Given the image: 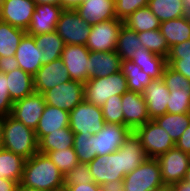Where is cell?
<instances>
[{"label": "cell", "instance_id": "6da1fadb", "mask_svg": "<svg viewBox=\"0 0 190 191\" xmlns=\"http://www.w3.org/2000/svg\"><path fill=\"white\" fill-rule=\"evenodd\" d=\"M64 176L47 154L38 151L26 159L19 185L38 190L62 191Z\"/></svg>", "mask_w": 190, "mask_h": 191}, {"label": "cell", "instance_id": "7a4b0ae2", "mask_svg": "<svg viewBox=\"0 0 190 191\" xmlns=\"http://www.w3.org/2000/svg\"><path fill=\"white\" fill-rule=\"evenodd\" d=\"M2 148L29 159L38 152L35 131L11 115L5 116Z\"/></svg>", "mask_w": 190, "mask_h": 191}, {"label": "cell", "instance_id": "3957f363", "mask_svg": "<svg viewBox=\"0 0 190 191\" xmlns=\"http://www.w3.org/2000/svg\"><path fill=\"white\" fill-rule=\"evenodd\" d=\"M128 91L125 75L119 71L107 77H95L84 83V100L96 106H103L111 96H122Z\"/></svg>", "mask_w": 190, "mask_h": 191}, {"label": "cell", "instance_id": "277c9868", "mask_svg": "<svg viewBox=\"0 0 190 191\" xmlns=\"http://www.w3.org/2000/svg\"><path fill=\"white\" fill-rule=\"evenodd\" d=\"M124 191H155L164 185L157 159L147 158L123 178Z\"/></svg>", "mask_w": 190, "mask_h": 191}, {"label": "cell", "instance_id": "5b68a950", "mask_svg": "<svg viewBox=\"0 0 190 191\" xmlns=\"http://www.w3.org/2000/svg\"><path fill=\"white\" fill-rule=\"evenodd\" d=\"M162 79L170 90L166 113H190V80L168 65L163 70Z\"/></svg>", "mask_w": 190, "mask_h": 191}, {"label": "cell", "instance_id": "8992f818", "mask_svg": "<svg viewBox=\"0 0 190 191\" xmlns=\"http://www.w3.org/2000/svg\"><path fill=\"white\" fill-rule=\"evenodd\" d=\"M105 125L102 109L85 100L69 112V127L74 134H97Z\"/></svg>", "mask_w": 190, "mask_h": 191}, {"label": "cell", "instance_id": "52a82bcc", "mask_svg": "<svg viewBox=\"0 0 190 191\" xmlns=\"http://www.w3.org/2000/svg\"><path fill=\"white\" fill-rule=\"evenodd\" d=\"M134 132L141 139L142 147L148 158L157 159L175 147L174 140L154 119H150Z\"/></svg>", "mask_w": 190, "mask_h": 191}, {"label": "cell", "instance_id": "ba28073f", "mask_svg": "<svg viewBox=\"0 0 190 191\" xmlns=\"http://www.w3.org/2000/svg\"><path fill=\"white\" fill-rule=\"evenodd\" d=\"M91 25L83 20L75 9H64L55 31L65 45H86Z\"/></svg>", "mask_w": 190, "mask_h": 191}, {"label": "cell", "instance_id": "9c48e42d", "mask_svg": "<svg viewBox=\"0 0 190 191\" xmlns=\"http://www.w3.org/2000/svg\"><path fill=\"white\" fill-rule=\"evenodd\" d=\"M122 24L123 21L116 18L92 25L86 47L92 52L115 51Z\"/></svg>", "mask_w": 190, "mask_h": 191}, {"label": "cell", "instance_id": "30bf717a", "mask_svg": "<svg viewBox=\"0 0 190 191\" xmlns=\"http://www.w3.org/2000/svg\"><path fill=\"white\" fill-rule=\"evenodd\" d=\"M45 103L70 112L84 101V83L70 80L43 93Z\"/></svg>", "mask_w": 190, "mask_h": 191}, {"label": "cell", "instance_id": "8fae6325", "mask_svg": "<svg viewBox=\"0 0 190 191\" xmlns=\"http://www.w3.org/2000/svg\"><path fill=\"white\" fill-rule=\"evenodd\" d=\"M164 185L170 186L184 180L190 165V154L176 146L157 158Z\"/></svg>", "mask_w": 190, "mask_h": 191}, {"label": "cell", "instance_id": "7c38bea8", "mask_svg": "<svg viewBox=\"0 0 190 191\" xmlns=\"http://www.w3.org/2000/svg\"><path fill=\"white\" fill-rule=\"evenodd\" d=\"M88 165L93 181L98 185L124 178L121 148L108 155L96 156Z\"/></svg>", "mask_w": 190, "mask_h": 191}, {"label": "cell", "instance_id": "4fadbf2b", "mask_svg": "<svg viewBox=\"0 0 190 191\" xmlns=\"http://www.w3.org/2000/svg\"><path fill=\"white\" fill-rule=\"evenodd\" d=\"M45 106L43 94L34 92L13 103L11 116L35 131Z\"/></svg>", "mask_w": 190, "mask_h": 191}, {"label": "cell", "instance_id": "5bb4252c", "mask_svg": "<svg viewBox=\"0 0 190 191\" xmlns=\"http://www.w3.org/2000/svg\"><path fill=\"white\" fill-rule=\"evenodd\" d=\"M90 50L86 45H64L61 59L71 80L86 83Z\"/></svg>", "mask_w": 190, "mask_h": 191}, {"label": "cell", "instance_id": "9a60e30c", "mask_svg": "<svg viewBox=\"0 0 190 191\" xmlns=\"http://www.w3.org/2000/svg\"><path fill=\"white\" fill-rule=\"evenodd\" d=\"M131 132L125 125L105 123L104 127L94 135V151L97 156L117 151Z\"/></svg>", "mask_w": 190, "mask_h": 191}, {"label": "cell", "instance_id": "2e32d148", "mask_svg": "<svg viewBox=\"0 0 190 191\" xmlns=\"http://www.w3.org/2000/svg\"><path fill=\"white\" fill-rule=\"evenodd\" d=\"M122 110L124 116V125L131 131L144 125L150 120L148 108L141 93L126 91L122 95Z\"/></svg>", "mask_w": 190, "mask_h": 191}, {"label": "cell", "instance_id": "e0dca14e", "mask_svg": "<svg viewBox=\"0 0 190 191\" xmlns=\"http://www.w3.org/2000/svg\"><path fill=\"white\" fill-rule=\"evenodd\" d=\"M35 6L34 0H4L1 5L2 21L27 31Z\"/></svg>", "mask_w": 190, "mask_h": 191}, {"label": "cell", "instance_id": "ac0fdd59", "mask_svg": "<svg viewBox=\"0 0 190 191\" xmlns=\"http://www.w3.org/2000/svg\"><path fill=\"white\" fill-rule=\"evenodd\" d=\"M68 70L62 59L59 58L42 67L33 76L34 91L43 94L61 83L70 81Z\"/></svg>", "mask_w": 190, "mask_h": 191}, {"label": "cell", "instance_id": "d6986e66", "mask_svg": "<svg viewBox=\"0 0 190 191\" xmlns=\"http://www.w3.org/2000/svg\"><path fill=\"white\" fill-rule=\"evenodd\" d=\"M64 8L52 4H36L30 25L26 33L35 36L55 31L56 25Z\"/></svg>", "mask_w": 190, "mask_h": 191}, {"label": "cell", "instance_id": "ffe728a7", "mask_svg": "<svg viewBox=\"0 0 190 191\" xmlns=\"http://www.w3.org/2000/svg\"><path fill=\"white\" fill-rule=\"evenodd\" d=\"M148 108L150 119L164 115L167 103L170 99V90L166 87L162 78L153 79L142 93Z\"/></svg>", "mask_w": 190, "mask_h": 191}, {"label": "cell", "instance_id": "44dd1931", "mask_svg": "<svg viewBox=\"0 0 190 191\" xmlns=\"http://www.w3.org/2000/svg\"><path fill=\"white\" fill-rule=\"evenodd\" d=\"M19 68L34 76L42 67L43 52L36 47L33 36H23L15 53Z\"/></svg>", "mask_w": 190, "mask_h": 191}, {"label": "cell", "instance_id": "7402d4cb", "mask_svg": "<svg viewBox=\"0 0 190 191\" xmlns=\"http://www.w3.org/2000/svg\"><path fill=\"white\" fill-rule=\"evenodd\" d=\"M121 63L122 59L115 51H90L88 80L95 77H107L121 71Z\"/></svg>", "mask_w": 190, "mask_h": 191}, {"label": "cell", "instance_id": "603a6c76", "mask_svg": "<svg viewBox=\"0 0 190 191\" xmlns=\"http://www.w3.org/2000/svg\"><path fill=\"white\" fill-rule=\"evenodd\" d=\"M91 26L116 19L115 0H86L75 9Z\"/></svg>", "mask_w": 190, "mask_h": 191}, {"label": "cell", "instance_id": "cb8c5ba5", "mask_svg": "<svg viewBox=\"0 0 190 191\" xmlns=\"http://www.w3.org/2000/svg\"><path fill=\"white\" fill-rule=\"evenodd\" d=\"M65 127H69V112L46 104L35 129L36 139L39 141L48 133L58 131V129Z\"/></svg>", "mask_w": 190, "mask_h": 191}, {"label": "cell", "instance_id": "d4e9b609", "mask_svg": "<svg viewBox=\"0 0 190 191\" xmlns=\"http://www.w3.org/2000/svg\"><path fill=\"white\" fill-rule=\"evenodd\" d=\"M120 148L122 149L124 176L132 172L148 158L142 147L141 139L133 131L124 140Z\"/></svg>", "mask_w": 190, "mask_h": 191}, {"label": "cell", "instance_id": "484cf974", "mask_svg": "<svg viewBox=\"0 0 190 191\" xmlns=\"http://www.w3.org/2000/svg\"><path fill=\"white\" fill-rule=\"evenodd\" d=\"M159 30L166 39L169 48L190 40V13L177 19L161 22Z\"/></svg>", "mask_w": 190, "mask_h": 191}, {"label": "cell", "instance_id": "4316f807", "mask_svg": "<svg viewBox=\"0 0 190 191\" xmlns=\"http://www.w3.org/2000/svg\"><path fill=\"white\" fill-rule=\"evenodd\" d=\"M129 60L137 64L152 80L162 78L163 70L167 65L165 57L156 55L146 50L143 46Z\"/></svg>", "mask_w": 190, "mask_h": 191}, {"label": "cell", "instance_id": "83f0119b", "mask_svg": "<svg viewBox=\"0 0 190 191\" xmlns=\"http://www.w3.org/2000/svg\"><path fill=\"white\" fill-rule=\"evenodd\" d=\"M6 79L10 97L13 102L23 99L35 92L33 76L21 68L6 73Z\"/></svg>", "mask_w": 190, "mask_h": 191}, {"label": "cell", "instance_id": "f1b7e54d", "mask_svg": "<svg viewBox=\"0 0 190 191\" xmlns=\"http://www.w3.org/2000/svg\"><path fill=\"white\" fill-rule=\"evenodd\" d=\"M33 37L36 47L43 52L42 65L61 58L65 44L56 31L38 34Z\"/></svg>", "mask_w": 190, "mask_h": 191}, {"label": "cell", "instance_id": "f546056e", "mask_svg": "<svg viewBox=\"0 0 190 191\" xmlns=\"http://www.w3.org/2000/svg\"><path fill=\"white\" fill-rule=\"evenodd\" d=\"M148 7L160 22L189 14L183 0H149Z\"/></svg>", "mask_w": 190, "mask_h": 191}, {"label": "cell", "instance_id": "4dcf8cb0", "mask_svg": "<svg viewBox=\"0 0 190 191\" xmlns=\"http://www.w3.org/2000/svg\"><path fill=\"white\" fill-rule=\"evenodd\" d=\"M74 133L70 127L48 133L38 141V151L46 154L49 151L64 150L73 147Z\"/></svg>", "mask_w": 190, "mask_h": 191}, {"label": "cell", "instance_id": "1f68e13d", "mask_svg": "<svg viewBox=\"0 0 190 191\" xmlns=\"http://www.w3.org/2000/svg\"><path fill=\"white\" fill-rule=\"evenodd\" d=\"M26 159L12 151L0 148V178L20 183Z\"/></svg>", "mask_w": 190, "mask_h": 191}, {"label": "cell", "instance_id": "d6a6232c", "mask_svg": "<svg viewBox=\"0 0 190 191\" xmlns=\"http://www.w3.org/2000/svg\"><path fill=\"white\" fill-rule=\"evenodd\" d=\"M25 30L16 28L9 23H0V57L15 56Z\"/></svg>", "mask_w": 190, "mask_h": 191}, {"label": "cell", "instance_id": "836d02e7", "mask_svg": "<svg viewBox=\"0 0 190 191\" xmlns=\"http://www.w3.org/2000/svg\"><path fill=\"white\" fill-rule=\"evenodd\" d=\"M123 24L133 29L137 33L159 29L161 22L151 12L148 6L140 8L130 14L124 21Z\"/></svg>", "mask_w": 190, "mask_h": 191}, {"label": "cell", "instance_id": "e575fe53", "mask_svg": "<svg viewBox=\"0 0 190 191\" xmlns=\"http://www.w3.org/2000/svg\"><path fill=\"white\" fill-rule=\"evenodd\" d=\"M121 72L125 75L129 91L142 94L152 81L150 76L144 73L142 69L131 60H122Z\"/></svg>", "mask_w": 190, "mask_h": 191}, {"label": "cell", "instance_id": "d590c367", "mask_svg": "<svg viewBox=\"0 0 190 191\" xmlns=\"http://www.w3.org/2000/svg\"><path fill=\"white\" fill-rule=\"evenodd\" d=\"M154 120L161 128L165 129L174 142H176L190 125V113H165L164 115L156 117Z\"/></svg>", "mask_w": 190, "mask_h": 191}, {"label": "cell", "instance_id": "8d00e7d4", "mask_svg": "<svg viewBox=\"0 0 190 191\" xmlns=\"http://www.w3.org/2000/svg\"><path fill=\"white\" fill-rule=\"evenodd\" d=\"M141 47L142 44L137 36V32L122 24L119 30L115 52L122 60H129Z\"/></svg>", "mask_w": 190, "mask_h": 191}, {"label": "cell", "instance_id": "74e56055", "mask_svg": "<svg viewBox=\"0 0 190 191\" xmlns=\"http://www.w3.org/2000/svg\"><path fill=\"white\" fill-rule=\"evenodd\" d=\"M137 36L146 50L167 59L170 48L159 29L140 32Z\"/></svg>", "mask_w": 190, "mask_h": 191}, {"label": "cell", "instance_id": "f35d334b", "mask_svg": "<svg viewBox=\"0 0 190 191\" xmlns=\"http://www.w3.org/2000/svg\"><path fill=\"white\" fill-rule=\"evenodd\" d=\"M73 149L79 163L91 162L97 156V153L94 151V135L74 134Z\"/></svg>", "mask_w": 190, "mask_h": 191}, {"label": "cell", "instance_id": "ab89813d", "mask_svg": "<svg viewBox=\"0 0 190 191\" xmlns=\"http://www.w3.org/2000/svg\"><path fill=\"white\" fill-rule=\"evenodd\" d=\"M46 154L64 175L79 164L73 147L64 150L49 151Z\"/></svg>", "mask_w": 190, "mask_h": 191}, {"label": "cell", "instance_id": "60d3db41", "mask_svg": "<svg viewBox=\"0 0 190 191\" xmlns=\"http://www.w3.org/2000/svg\"><path fill=\"white\" fill-rule=\"evenodd\" d=\"M122 96H111L103 106H101L105 123L124 125L122 110Z\"/></svg>", "mask_w": 190, "mask_h": 191}, {"label": "cell", "instance_id": "b9f144b4", "mask_svg": "<svg viewBox=\"0 0 190 191\" xmlns=\"http://www.w3.org/2000/svg\"><path fill=\"white\" fill-rule=\"evenodd\" d=\"M95 183L88 163H79L64 176V185Z\"/></svg>", "mask_w": 190, "mask_h": 191}, {"label": "cell", "instance_id": "7bdbcfd3", "mask_svg": "<svg viewBox=\"0 0 190 191\" xmlns=\"http://www.w3.org/2000/svg\"><path fill=\"white\" fill-rule=\"evenodd\" d=\"M148 4L149 0H115L116 18L124 21L130 14Z\"/></svg>", "mask_w": 190, "mask_h": 191}, {"label": "cell", "instance_id": "ee69618b", "mask_svg": "<svg viewBox=\"0 0 190 191\" xmlns=\"http://www.w3.org/2000/svg\"><path fill=\"white\" fill-rule=\"evenodd\" d=\"M13 103L8 90L6 73L0 71V115H11Z\"/></svg>", "mask_w": 190, "mask_h": 191}, {"label": "cell", "instance_id": "f6af8a7d", "mask_svg": "<svg viewBox=\"0 0 190 191\" xmlns=\"http://www.w3.org/2000/svg\"><path fill=\"white\" fill-rule=\"evenodd\" d=\"M167 60H190V40L171 47Z\"/></svg>", "mask_w": 190, "mask_h": 191}, {"label": "cell", "instance_id": "bcb514c9", "mask_svg": "<svg viewBox=\"0 0 190 191\" xmlns=\"http://www.w3.org/2000/svg\"><path fill=\"white\" fill-rule=\"evenodd\" d=\"M167 65L190 80V60H167Z\"/></svg>", "mask_w": 190, "mask_h": 191}, {"label": "cell", "instance_id": "7dc6e473", "mask_svg": "<svg viewBox=\"0 0 190 191\" xmlns=\"http://www.w3.org/2000/svg\"><path fill=\"white\" fill-rule=\"evenodd\" d=\"M17 68H19V64L15 56L0 57V71L3 73H10Z\"/></svg>", "mask_w": 190, "mask_h": 191}, {"label": "cell", "instance_id": "c3c4849f", "mask_svg": "<svg viewBox=\"0 0 190 191\" xmlns=\"http://www.w3.org/2000/svg\"><path fill=\"white\" fill-rule=\"evenodd\" d=\"M175 146L183 152L190 154V125L182 133L180 138L175 142Z\"/></svg>", "mask_w": 190, "mask_h": 191}, {"label": "cell", "instance_id": "681fc988", "mask_svg": "<svg viewBox=\"0 0 190 191\" xmlns=\"http://www.w3.org/2000/svg\"><path fill=\"white\" fill-rule=\"evenodd\" d=\"M66 191H101L100 186L96 183L64 185Z\"/></svg>", "mask_w": 190, "mask_h": 191}, {"label": "cell", "instance_id": "f907efd6", "mask_svg": "<svg viewBox=\"0 0 190 191\" xmlns=\"http://www.w3.org/2000/svg\"><path fill=\"white\" fill-rule=\"evenodd\" d=\"M99 186L101 191H124L123 180H113L107 183H102Z\"/></svg>", "mask_w": 190, "mask_h": 191}, {"label": "cell", "instance_id": "816d5d0a", "mask_svg": "<svg viewBox=\"0 0 190 191\" xmlns=\"http://www.w3.org/2000/svg\"><path fill=\"white\" fill-rule=\"evenodd\" d=\"M18 185L17 181L0 178V191H17Z\"/></svg>", "mask_w": 190, "mask_h": 191}, {"label": "cell", "instance_id": "f5cc1de1", "mask_svg": "<svg viewBox=\"0 0 190 191\" xmlns=\"http://www.w3.org/2000/svg\"><path fill=\"white\" fill-rule=\"evenodd\" d=\"M170 186H171L172 191H190V183H188L184 180L174 183Z\"/></svg>", "mask_w": 190, "mask_h": 191}, {"label": "cell", "instance_id": "db71d44e", "mask_svg": "<svg viewBox=\"0 0 190 191\" xmlns=\"http://www.w3.org/2000/svg\"><path fill=\"white\" fill-rule=\"evenodd\" d=\"M84 1L86 0H62V7L64 9H76Z\"/></svg>", "mask_w": 190, "mask_h": 191}, {"label": "cell", "instance_id": "11a10c76", "mask_svg": "<svg viewBox=\"0 0 190 191\" xmlns=\"http://www.w3.org/2000/svg\"><path fill=\"white\" fill-rule=\"evenodd\" d=\"M36 4H52L57 6H62V0H34Z\"/></svg>", "mask_w": 190, "mask_h": 191}, {"label": "cell", "instance_id": "9f6ffc18", "mask_svg": "<svg viewBox=\"0 0 190 191\" xmlns=\"http://www.w3.org/2000/svg\"><path fill=\"white\" fill-rule=\"evenodd\" d=\"M5 121V116L0 115V148H2V139H3V124Z\"/></svg>", "mask_w": 190, "mask_h": 191}, {"label": "cell", "instance_id": "6f0895ef", "mask_svg": "<svg viewBox=\"0 0 190 191\" xmlns=\"http://www.w3.org/2000/svg\"><path fill=\"white\" fill-rule=\"evenodd\" d=\"M17 191H49V190L31 189L18 185Z\"/></svg>", "mask_w": 190, "mask_h": 191}, {"label": "cell", "instance_id": "680465c9", "mask_svg": "<svg viewBox=\"0 0 190 191\" xmlns=\"http://www.w3.org/2000/svg\"><path fill=\"white\" fill-rule=\"evenodd\" d=\"M184 181L190 183V165H189V168H188V170L186 172V176L184 178Z\"/></svg>", "mask_w": 190, "mask_h": 191}, {"label": "cell", "instance_id": "91938a15", "mask_svg": "<svg viewBox=\"0 0 190 191\" xmlns=\"http://www.w3.org/2000/svg\"><path fill=\"white\" fill-rule=\"evenodd\" d=\"M155 191H172V189H171V186L165 185V186H163L162 188L157 189V190H155Z\"/></svg>", "mask_w": 190, "mask_h": 191}, {"label": "cell", "instance_id": "94428289", "mask_svg": "<svg viewBox=\"0 0 190 191\" xmlns=\"http://www.w3.org/2000/svg\"><path fill=\"white\" fill-rule=\"evenodd\" d=\"M187 11L190 13V0H183Z\"/></svg>", "mask_w": 190, "mask_h": 191}, {"label": "cell", "instance_id": "6125c7cd", "mask_svg": "<svg viewBox=\"0 0 190 191\" xmlns=\"http://www.w3.org/2000/svg\"><path fill=\"white\" fill-rule=\"evenodd\" d=\"M2 22L1 7H0V23Z\"/></svg>", "mask_w": 190, "mask_h": 191}, {"label": "cell", "instance_id": "be15d7a7", "mask_svg": "<svg viewBox=\"0 0 190 191\" xmlns=\"http://www.w3.org/2000/svg\"><path fill=\"white\" fill-rule=\"evenodd\" d=\"M3 1H4V0H0V7H1V5H2Z\"/></svg>", "mask_w": 190, "mask_h": 191}]
</instances>
